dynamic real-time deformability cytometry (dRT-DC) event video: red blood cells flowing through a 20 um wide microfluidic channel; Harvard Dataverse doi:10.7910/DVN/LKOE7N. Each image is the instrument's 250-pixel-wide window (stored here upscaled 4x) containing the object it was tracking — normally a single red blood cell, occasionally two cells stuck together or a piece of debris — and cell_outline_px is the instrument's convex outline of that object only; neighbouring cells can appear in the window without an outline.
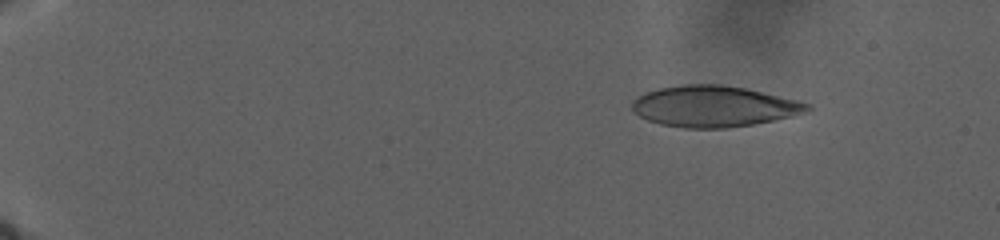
{"species": "human", "species_latin": "Homo sapiens", "temperature_condition": "warm", "stored_images_in_passage": 145, "camera_frame_rate_fps": 3000, "um_per_image_px": 0.085, "donor": {"sex": "male"}, "frame": {"image": 1, "passage_image": 17, "time_ms": 5.667, "image_size_px": [1000, 240], "cell_outline_px": [[812, 108], [808, 112], [792, 116], [752, 124], [728, 128], [684, 128], [660, 124], [648, 120], [640, 116], [632, 108], [632, 100], [644, 92], [660, 88], [684, 84], [720, 84], [744, 88], [796, 100], [812, 104]], "centroid_in_image_um": [60.67, 9.04], "position_along_channel_um": 24.3, "area_um2": 41.79}}
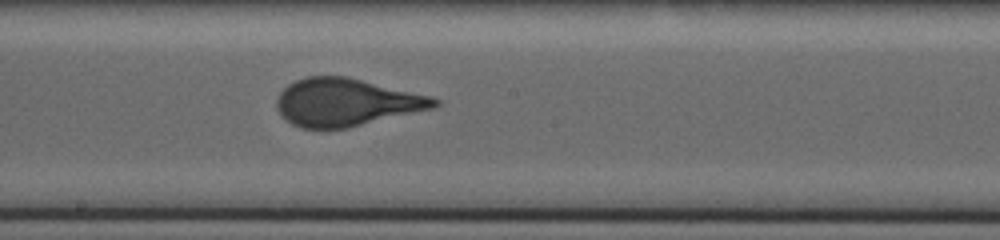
{"frame": {"image": 2, "passage_image": 87, "time_ms": 23.667, "image_size_px": [1000, 240], "cell_outline_px": [[440, 104], [436, 108], [348, 128], [300, 128], [284, 120], [276, 108], [276, 96], [288, 84], [296, 80], [308, 76], [348, 76], [432, 96], [440, 100]], "centroid_in_image_um": [29.44, 8.69], "position_along_channel_um": 218.8, "area_um2": 44.27}}
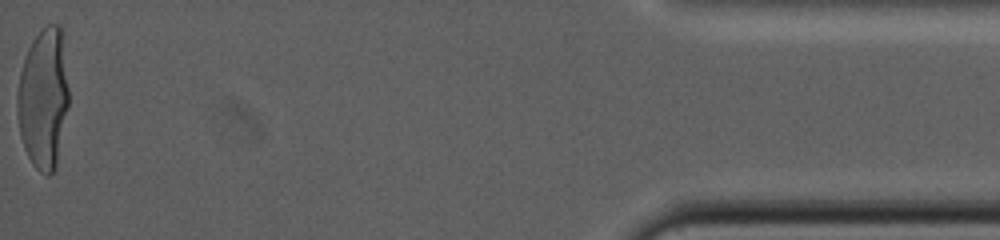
{"frame": {"image": 3, "passage_image": 144, "time_ms": 38.667, "image_size_px": [1000, 240], "cell_outline_px": [[68, 104], [56, 164], [52, 172], [48, 176], [44, 176], [32, 164], [24, 148], [20, 136], [16, 112], [16, 100], [20, 72], [28, 48], [32, 40], [48, 24], [60, 24], [68, 88]], "centroid_in_image_um": [3.66, 8.4], "position_along_channel_um": 431.5, "area_um2": 41.79}}